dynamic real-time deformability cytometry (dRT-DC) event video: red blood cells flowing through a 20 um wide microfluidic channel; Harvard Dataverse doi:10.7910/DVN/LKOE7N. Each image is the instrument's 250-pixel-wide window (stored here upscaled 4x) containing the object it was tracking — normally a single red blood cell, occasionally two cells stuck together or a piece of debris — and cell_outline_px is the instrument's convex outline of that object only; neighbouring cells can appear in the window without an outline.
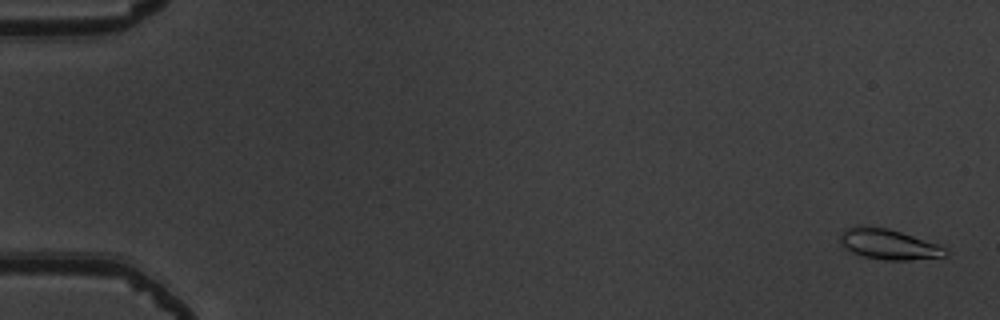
{"species": "common noctule bat (a hibernating species)", "species_latin": "Nyctalus noctula", "temperature_condition": "warm", "stored_images_in_passage": 53, "camera_frame_rate_fps": 3000, "um_per_image_px": 0.085, "animal": {"sex": "male", "body_mass_g": 19.5, "forearm_length_mm": 54.6}, "frame": {"image": 1, "passage_image": 2, "time_ms": 0.333, "image_size_px": [1000, 320], "cell_outline_px": [[948, 256], [908, 260], [884, 260], [864, 256], [852, 252], [844, 248], [840, 244], [840, 232], [844, 228], [856, 224], [888, 228], [936, 244], [944, 248], [948, 252]], "centroid_in_image_um": [75.45, 20.74], "position_along_channel_um": 9.6, "area_um2": 18.73}}
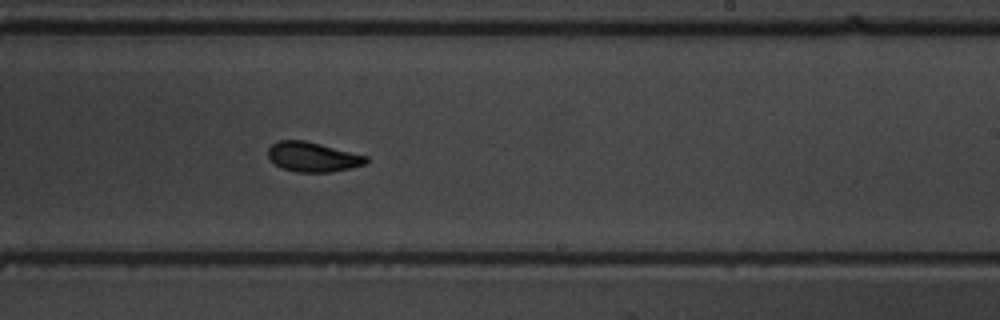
{"frame": {"image": 2, "passage_image": 34, "time_ms": 11.0, "image_size_px": [1000, 320], "cell_outline_px": [[368, 164], [352, 168], [332, 172], [296, 172], [280, 168], [268, 156], [268, 148], [276, 140], [304, 140], [368, 156]], "centroid_in_image_um": [26.6, 13.34], "position_along_channel_um": 262.4, "area_um2": 17.11}}
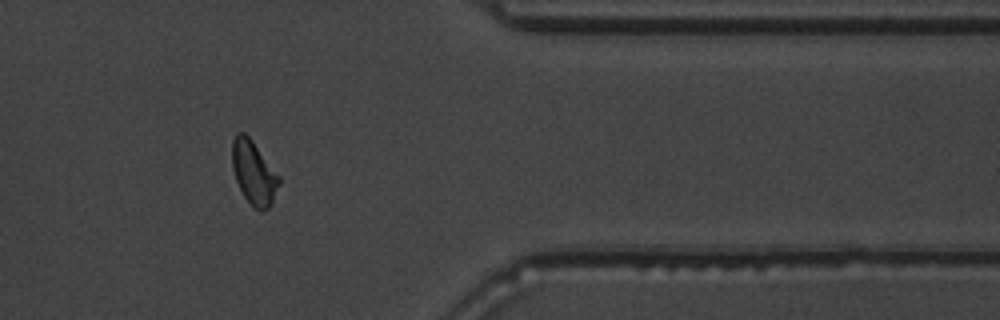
{"frame": {"image": 3, "passage_image": 45, "time_ms": 14.667, "image_size_px": [1000, 320], "cell_outline_px": [[280, 184], [268, 208], [260, 212], [252, 208], [244, 196], [236, 180], [232, 168], [232, 140], [236, 132], [244, 132], [252, 140], [280, 176]], "centroid_in_image_um": [21.56, 14.68], "position_along_channel_um": 389.8, "area_um2": 17.46}}